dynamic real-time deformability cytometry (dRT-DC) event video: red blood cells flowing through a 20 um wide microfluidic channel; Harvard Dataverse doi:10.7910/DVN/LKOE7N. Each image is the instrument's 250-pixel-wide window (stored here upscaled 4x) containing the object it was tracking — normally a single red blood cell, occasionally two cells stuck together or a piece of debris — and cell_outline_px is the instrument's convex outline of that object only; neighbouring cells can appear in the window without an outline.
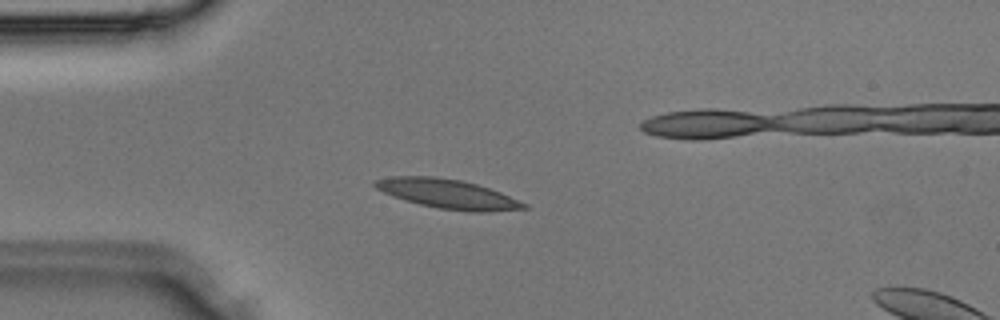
{"species": "Egyptian fruit bat (a non-hibernating species)", "species_latin": "Rousettus aegyptiacus", "temperature_condition": "room temperature", "stored_images_in_passage": 29, "camera_frame_rate_fps": 3000, "um_per_image_px": 0.085, "animal": {"sex": "male"}, "frame": {"image": 1, "passage_image": 1, "time_ms": 0.0, "image_size_px": [1000, 320], "cell_outline_px": [[528, 208], [484, 212], [472, 212], [440, 208], [420, 204], [392, 196], [376, 188], [372, 184], [376, 180], [392, 176], [436, 176], [460, 180], [476, 184], [500, 192], [528, 204]], "centroid_in_image_um": [38.05, 16.47], "position_along_channel_um": 46.9, "area_um2": 25.14}}
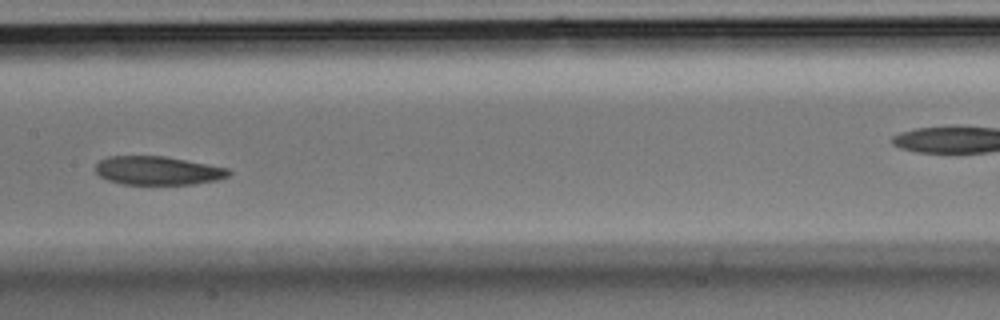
{"frame": {"image": 2, "passage_image": 10, "time_ms": 3.0, "image_size_px": [1000, 320], "cell_outline_px": [[232, 172], [228, 176], [216, 180], [192, 184], [124, 184], [108, 180], [100, 176], [96, 172], [96, 164], [100, 160], [108, 156], [164, 156], [208, 164], [228, 168]], "centroid_in_image_um": [13.41, 14.49], "position_along_channel_um": 194.0, "area_um2": 22.08}}
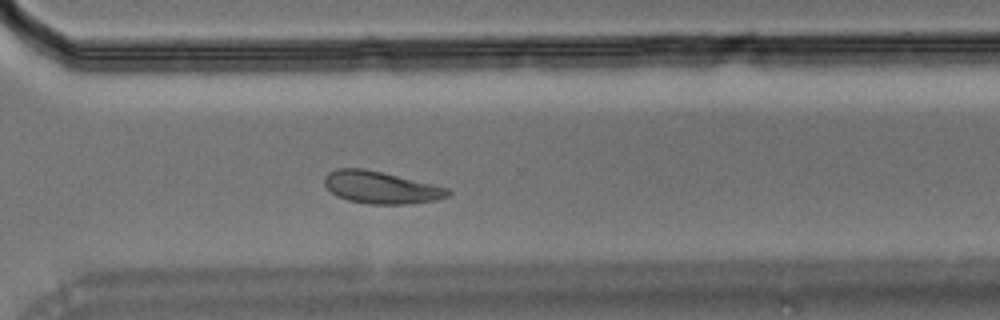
{"frame": {"image": 3, "passage_image": 18, "time_ms": 5.667, "image_size_px": [1000, 320], "cell_outline_px": [[452, 192], [448, 196], [436, 200], [404, 204], [368, 204], [348, 200], [336, 196], [324, 184], [324, 176], [328, 172], [336, 168], [364, 168], [432, 184], [448, 188]], "centroid_in_image_um": [32.34, 15.93], "position_along_channel_um": 338.3, "area_um2": 23.06}}